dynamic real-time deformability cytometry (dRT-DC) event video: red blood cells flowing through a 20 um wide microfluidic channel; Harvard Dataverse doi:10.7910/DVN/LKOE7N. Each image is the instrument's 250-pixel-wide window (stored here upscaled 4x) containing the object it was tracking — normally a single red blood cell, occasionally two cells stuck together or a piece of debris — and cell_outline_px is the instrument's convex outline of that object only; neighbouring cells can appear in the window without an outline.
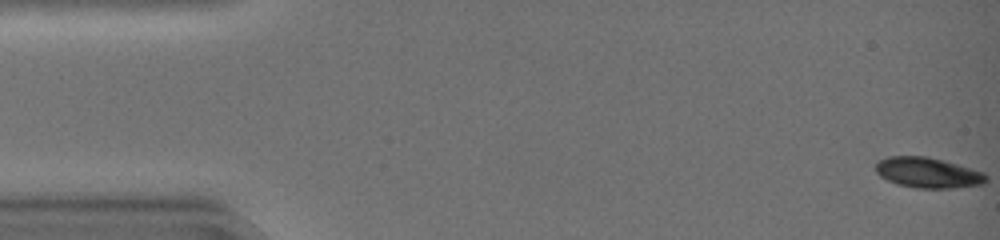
{"species": "common noctule bat (a hibernating species)", "species_latin": "Nyctalus noctula", "temperature_condition": "warm", "stored_images_in_passage": 46, "camera_frame_rate_fps": 3000, "um_per_image_px": 0.085, "animal": {"sex": "female", "body_mass_g": 19.0, "forearm_length_mm": 51.5}, "frame": {"image": 1, "passage_image": 1, "time_ms": 0.0, "image_size_px": [1000, 240], "cell_outline_px": [[984, 180], [976, 184], [944, 188], [924, 188], [900, 184], [888, 180], [880, 176], [876, 168], [876, 164], [880, 160], [888, 156], [928, 156], [944, 160], [980, 172], [984, 176]], "centroid_in_image_um": [78.76, 14.64], "position_along_channel_um": 6.2, "area_um2": 18.61}}
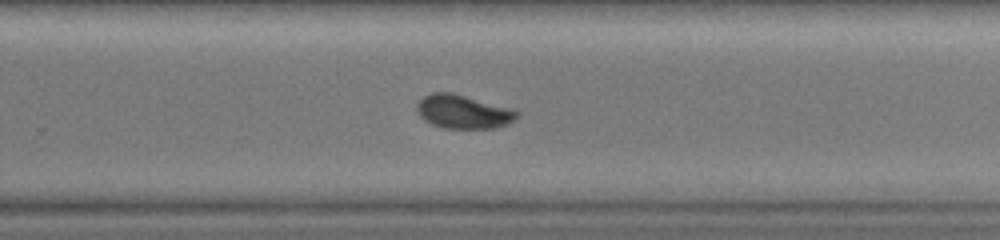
{"frame": {"image": 2, "passage_image": 31, "time_ms": 10.0, "image_size_px": [1000, 240], "cell_outline_px": [[520, 112], [508, 124], [492, 128], [444, 128], [432, 124], [424, 120], [420, 116], [416, 108], [416, 104], [424, 96], [432, 92], [452, 92], [512, 108]], "centroid_in_image_um": [39.35, 9.48], "position_along_channel_um": 290.4, "area_um2": 19.59}}
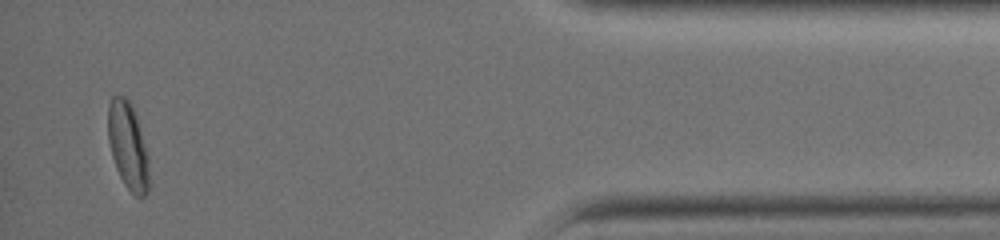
{"frame": {"image": 3, "passage_image": 44, "time_ms": 14.333, "image_size_px": [1000, 240], "cell_outline_px": [[148, 192], [144, 196], [136, 196], [124, 184], [116, 168], [112, 156], [108, 140], [108, 104], [112, 96], [124, 96], [128, 100], [136, 116], [148, 156]], "centroid_in_image_um": [10.86, 12.39], "position_along_channel_um": 424.3, "area_um2": 20.46}, "authors_computed_cell_mechanics": {"area_um2": 19.5942, "velocity_mm_per_s": 4.2603, "shape_relaxation_time_tau1_ms": 3.1219, "shape_relaxation_time_tau2_ms": null, "deformation_change_tau1": 0.1209, "deformation_change_tau2": null}}